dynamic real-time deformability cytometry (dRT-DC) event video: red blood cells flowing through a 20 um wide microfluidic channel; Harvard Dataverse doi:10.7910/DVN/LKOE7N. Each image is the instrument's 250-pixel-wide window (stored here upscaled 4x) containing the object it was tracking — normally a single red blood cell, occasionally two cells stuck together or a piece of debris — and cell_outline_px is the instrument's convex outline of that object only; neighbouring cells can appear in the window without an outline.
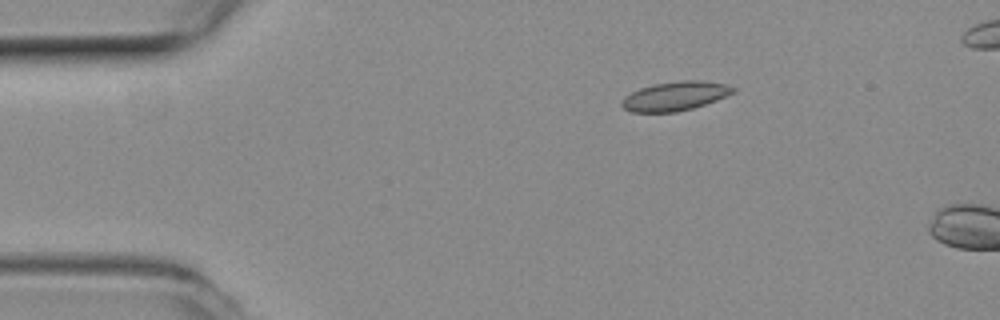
{"species": "common noctule bat (a hibernating species)", "species_latin": "Nyctalus noctula", "temperature_condition": "room temperature", "stored_images_in_passage": 4, "camera_frame_rate_fps": 3000, "um_per_image_px": 0.085, "animal": {"sex": "female", "body_mass_g": 19.3, "forearm_length_mm": 54.1}, "frame": {"image": 1, "passage_image": 1, "time_ms": 0.0, "image_size_px": [1000, 320], "cell_outline_px": [[736, 92], [716, 100], [692, 108], [676, 112], [632, 112], [624, 108], [620, 104], [620, 100], [624, 96], [640, 88], [652, 84], [680, 80], [700, 80], [728, 84], [736, 88]], "centroid_in_image_um": [57.38, 8.15], "position_along_channel_um": 27.6, "area_um2": 19.02}}